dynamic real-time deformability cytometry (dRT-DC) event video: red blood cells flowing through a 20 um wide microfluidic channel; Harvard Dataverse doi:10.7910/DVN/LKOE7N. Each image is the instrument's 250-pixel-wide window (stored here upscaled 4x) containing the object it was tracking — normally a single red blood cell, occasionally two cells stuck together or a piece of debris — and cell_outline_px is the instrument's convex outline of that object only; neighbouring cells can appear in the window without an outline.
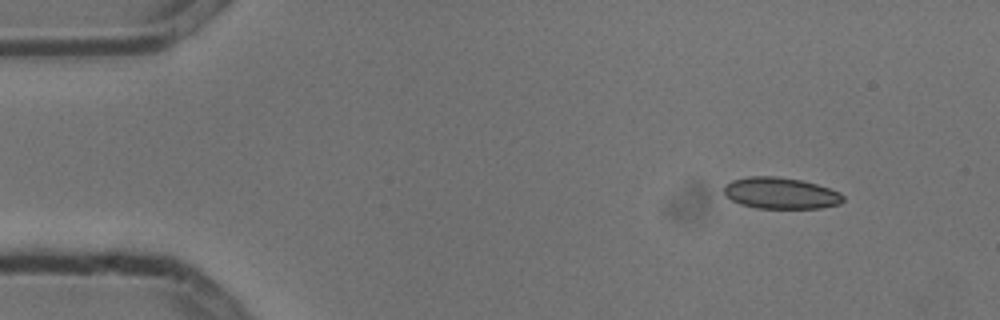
{"species": "common noctule bat (a hibernating species)", "species_latin": "Nyctalus noctula", "temperature_condition": "cold", "stored_images_in_passage": 7, "camera_frame_rate_fps": 3000, "um_per_image_px": 0.085, "animal": {"sex": "male", "body_mass_g": 13.3}, "frame": {"image": 1, "passage_image": 1, "time_ms": 0.0, "image_size_px": [1000, 320], "cell_outline_px": [[844, 200], [840, 204], [820, 208], [756, 208], [740, 204], [724, 196], [724, 184], [732, 180], [748, 176], [776, 176], [800, 180], [816, 184], [840, 192], [844, 196]], "centroid_in_image_um": [66.33, 16.42], "position_along_channel_um": 18.7, "area_um2": 21.91}}
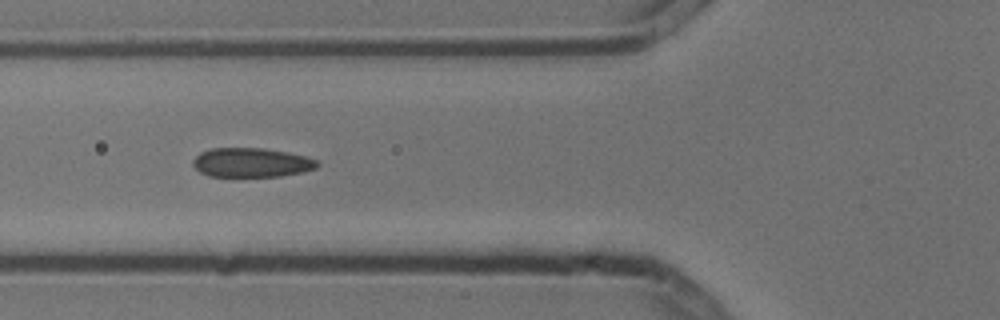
{"frame": {"image": 2, "passage_image": 5, "time_ms": 1.333, "image_size_px": [1000, 320], "cell_outline_px": [[320, 164], [316, 168], [304, 172], [280, 176], [208, 176], [200, 172], [192, 164], [192, 160], [200, 152], [212, 148], [264, 148], [288, 152], [304, 156], [316, 160]], "centroid_in_image_um": [21.37, 13.81], "position_along_channel_um": 104.4, "area_um2": 21.21}}
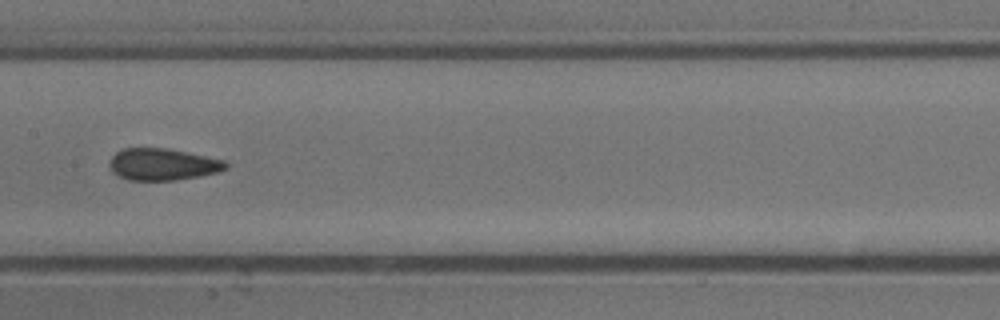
{"frame": {"image": 3, "passage_image": 7, "time_ms": 2.0, "image_size_px": [1000, 320], "cell_outline_px": [[228, 168], [216, 172], [200, 176], [176, 180], [128, 180], [112, 172], [108, 164], [112, 156], [116, 152], [124, 148], [168, 148], [224, 160], [228, 164]], "centroid_in_image_um": [13.81, 13.97], "position_along_channel_um": 193.6, "area_um2": 21.56}}